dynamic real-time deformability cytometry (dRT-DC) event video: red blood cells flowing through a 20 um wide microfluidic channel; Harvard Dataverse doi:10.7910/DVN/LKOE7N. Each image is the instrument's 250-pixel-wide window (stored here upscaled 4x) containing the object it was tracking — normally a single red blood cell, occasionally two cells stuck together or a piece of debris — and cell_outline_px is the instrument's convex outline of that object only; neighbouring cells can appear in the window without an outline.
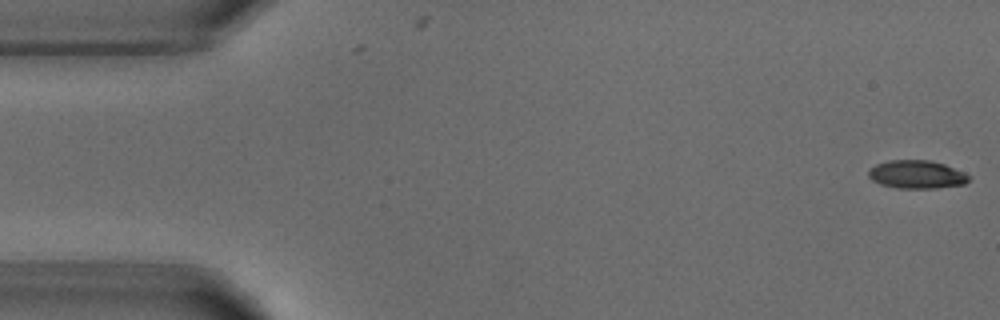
{"species": "common noctule bat (a hibernating species)", "species_latin": "Nyctalus noctula", "temperature_condition": "warm", "stored_images_in_passage": 5, "segment_of_instrument_passage": [1, 2], "camera_frame_rate_fps": 3000, "um_per_image_px": 0.085, "animal": {"sex": "male", "body_mass_g": 18.8}, "frame": {"image": 1, "passage_image": 1, "time_ms": 0.0, "image_size_px": [1000, 320], "cell_outline_px": [[972, 176], [964, 184], [936, 188], [896, 188], [880, 184], [872, 180], [868, 176], [868, 168], [876, 164], [888, 160], [928, 160], [944, 164], [964, 172]], "centroid_in_image_um": [77.9, 14.82], "position_along_channel_um": 7.1, "area_um2": 16.59}}
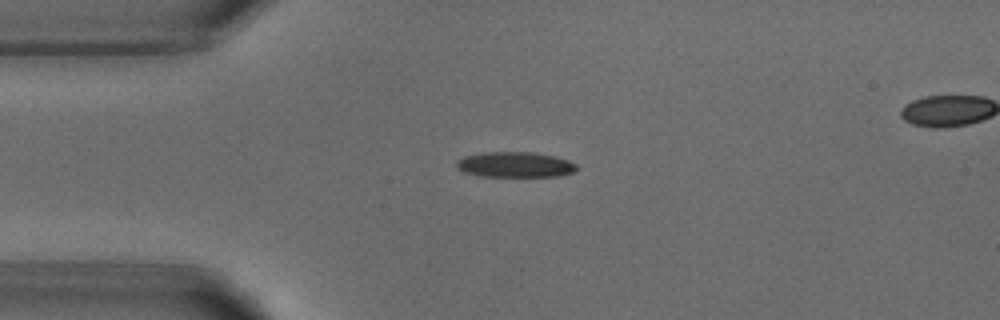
{"frame": {"image": 2, "passage_image": 4, "time_ms": 3.667, "image_size_px": [1000, 320], "cell_outline_px": [[580, 168], [572, 172], [560, 176], [480, 176], [464, 172], [456, 168], [456, 160], [464, 156], [484, 152], [532, 152], [552, 156], [568, 160], [576, 164]], "centroid_in_image_um": [43.76, 13.99], "position_along_channel_um": 41.2, "area_um2": 17.8}}